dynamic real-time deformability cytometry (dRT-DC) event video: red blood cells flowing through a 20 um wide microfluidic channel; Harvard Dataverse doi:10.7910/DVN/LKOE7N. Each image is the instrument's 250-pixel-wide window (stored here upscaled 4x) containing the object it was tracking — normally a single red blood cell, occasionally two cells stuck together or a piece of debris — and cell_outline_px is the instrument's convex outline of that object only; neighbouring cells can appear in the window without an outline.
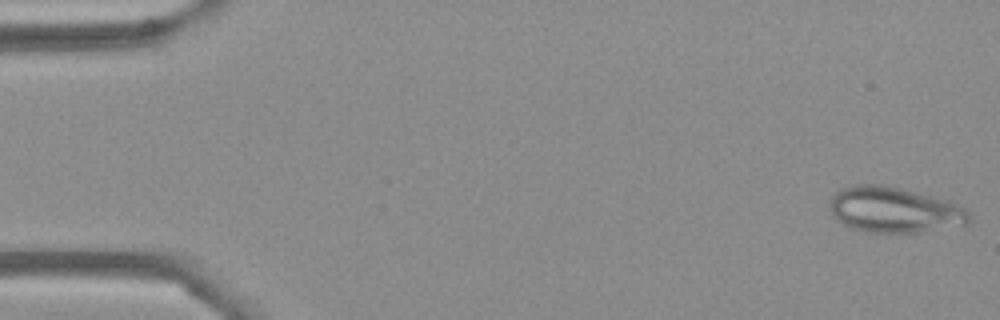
{"species": "Egyptian fruit bat (a non-hibernating species)", "species_latin": "Rousettus aegyptiacus", "temperature_condition": "cold", "stored_images_in_passage": 54, "camera_frame_rate_fps": 3000, "um_per_image_px": 0.085, "frame": {"image": 1, "passage_image": 1, "time_ms": 0.0, "image_size_px": [1000, 320], "cell_outline_px": [[972, 220], [968, 224], [916, 232], [864, 232], [848, 228], [836, 220], [832, 216], [828, 208], [828, 204], [832, 196], [840, 188], [848, 184], [880, 184], [900, 188], [948, 200], [964, 208], [968, 212]], "centroid_in_image_um": [75.93, 17.83], "position_along_channel_um": 9.1, "area_um2": 37.45}}
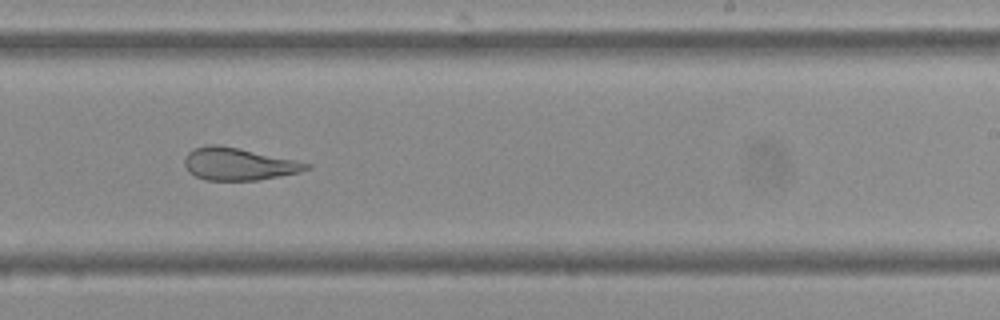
{"frame": {"image": 2, "passage_image": 33, "time_ms": 10.667, "image_size_px": [1000, 320], "cell_outline_px": [[312, 168], [300, 172], [280, 176], [256, 180], [204, 180], [188, 172], [184, 164], [184, 156], [192, 148], [208, 144], [216, 144], [296, 160], [312, 164]], "centroid_in_image_um": [20.25, 13.94], "position_along_channel_um": 268.8, "area_um2": 23.0}}
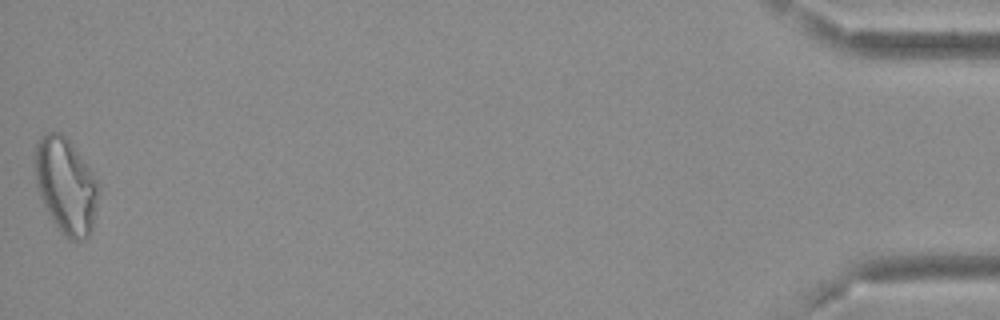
{"frame": {"image": 3, "passage_image": 54, "time_ms": 17.667, "image_size_px": [1000, 320], "cell_outline_px": [[100, 188], [92, 228], [88, 236], [84, 240], [68, 240], [60, 232], [52, 220], [40, 196], [36, 184], [32, 160], [32, 152], [40, 136], [48, 132], [60, 132], [68, 140], [80, 156], [100, 184]], "centroid_in_image_um": [5.56, 15.78], "position_along_channel_um": 429.6, "area_um2": 35.78}, "authors_computed_cell_mechanics": {"area_um2": 27.9752, "velocity_mm_per_s": 3.6718, "shape_relaxation_time_tau1_ms": null, "shape_relaxation_time_tau2_ms": 1.4826, "deformation_change_tau1": null, "deformation_change_tau2": 0.095}}